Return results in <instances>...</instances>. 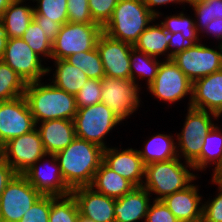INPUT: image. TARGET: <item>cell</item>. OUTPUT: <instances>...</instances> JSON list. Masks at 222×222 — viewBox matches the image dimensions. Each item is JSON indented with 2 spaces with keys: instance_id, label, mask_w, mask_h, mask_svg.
<instances>
[{
  "instance_id": "6da1fadb",
  "label": "cell",
  "mask_w": 222,
  "mask_h": 222,
  "mask_svg": "<svg viewBox=\"0 0 222 222\" xmlns=\"http://www.w3.org/2000/svg\"><path fill=\"white\" fill-rule=\"evenodd\" d=\"M66 185L72 190L90 186L103 161V148L75 138L72 143L55 154Z\"/></svg>"
},
{
  "instance_id": "7a4b0ae2",
  "label": "cell",
  "mask_w": 222,
  "mask_h": 222,
  "mask_svg": "<svg viewBox=\"0 0 222 222\" xmlns=\"http://www.w3.org/2000/svg\"><path fill=\"white\" fill-rule=\"evenodd\" d=\"M24 96L36 124L54 119L74 120L77 113L75 96L51 82L27 83Z\"/></svg>"
},
{
  "instance_id": "3957f363",
  "label": "cell",
  "mask_w": 222,
  "mask_h": 222,
  "mask_svg": "<svg viewBox=\"0 0 222 222\" xmlns=\"http://www.w3.org/2000/svg\"><path fill=\"white\" fill-rule=\"evenodd\" d=\"M179 157L165 162H155L145 165V176L142 187L151 195H157L153 200H162L166 196L188 187L197 180L198 174L192 164L181 162ZM184 164V165H183ZM190 170V171H189Z\"/></svg>"
},
{
  "instance_id": "277c9868",
  "label": "cell",
  "mask_w": 222,
  "mask_h": 222,
  "mask_svg": "<svg viewBox=\"0 0 222 222\" xmlns=\"http://www.w3.org/2000/svg\"><path fill=\"white\" fill-rule=\"evenodd\" d=\"M155 19L143 0H118L111 19L103 27V32L113 39L134 46L139 35Z\"/></svg>"
},
{
  "instance_id": "5b68a950",
  "label": "cell",
  "mask_w": 222,
  "mask_h": 222,
  "mask_svg": "<svg viewBox=\"0 0 222 222\" xmlns=\"http://www.w3.org/2000/svg\"><path fill=\"white\" fill-rule=\"evenodd\" d=\"M218 119L214 113L188 107L183 128L175 135L178 157L193 164L201 155L204 138L216 125L214 120Z\"/></svg>"
},
{
  "instance_id": "8992f818",
  "label": "cell",
  "mask_w": 222,
  "mask_h": 222,
  "mask_svg": "<svg viewBox=\"0 0 222 222\" xmlns=\"http://www.w3.org/2000/svg\"><path fill=\"white\" fill-rule=\"evenodd\" d=\"M73 121L77 138L94 143L103 149L109 147L105 136L107 137L119 123H123L103 103L77 108Z\"/></svg>"
},
{
  "instance_id": "52a82bcc",
  "label": "cell",
  "mask_w": 222,
  "mask_h": 222,
  "mask_svg": "<svg viewBox=\"0 0 222 222\" xmlns=\"http://www.w3.org/2000/svg\"><path fill=\"white\" fill-rule=\"evenodd\" d=\"M103 28L97 23L67 22L52 42V60L65 59L75 53L91 51L96 47Z\"/></svg>"
},
{
  "instance_id": "ba28073f",
  "label": "cell",
  "mask_w": 222,
  "mask_h": 222,
  "mask_svg": "<svg viewBox=\"0 0 222 222\" xmlns=\"http://www.w3.org/2000/svg\"><path fill=\"white\" fill-rule=\"evenodd\" d=\"M193 82L183 73L172 59L162 60L154 81L147 87L159 101L171 103L179 102L189 97L188 107L192 101Z\"/></svg>"
},
{
  "instance_id": "9c48e42d",
  "label": "cell",
  "mask_w": 222,
  "mask_h": 222,
  "mask_svg": "<svg viewBox=\"0 0 222 222\" xmlns=\"http://www.w3.org/2000/svg\"><path fill=\"white\" fill-rule=\"evenodd\" d=\"M101 84V103L105 104L121 121L130 118L139 109L142 102L139 91L142 87L138 83L131 79L104 76Z\"/></svg>"
},
{
  "instance_id": "30bf717a",
  "label": "cell",
  "mask_w": 222,
  "mask_h": 222,
  "mask_svg": "<svg viewBox=\"0 0 222 222\" xmlns=\"http://www.w3.org/2000/svg\"><path fill=\"white\" fill-rule=\"evenodd\" d=\"M214 47L209 48L200 41L171 59L194 82L222 69V45Z\"/></svg>"
},
{
  "instance_id": "8fae6325",
  "label": "cell",
  "mask_w": 222,
  "mask_h": 222,
  "mask_svg": "<svg viewBox=\"0 0 222 222\" xmlns=\"http://www.w3.org/2000/svg\"><path fill=\"white\" fill-rule=\"evenodd\" d=\"M27 83L42 81L51 74V67H46L42 59L29 47L21 37L10 38L1 58Z\"/></svg>"
},
{
  "instance_id": "7c38bea8",
  "label": "cell",
  "mask_w": 222,
  "mask_h": 222,
  "mask_svg": "<svg viewBox=\"0 0 222 222\" xmlns=\"http://www.w3.org/2000/svg\"><path fill=\"white\" fill-rule=\"evenodd\" d=\"M41 196L22 174H16L0 196V222H19Z\"/></svg>"
},
{
  "instance_id": "4fadbf2b",
  "label": "cell",
  "mask_w": 222,
  "mask_h": 222,
  "mask_svg": "<svg viewBox=\"0 0 222 222\" xmlns=\"http://www.w3.org/2000/svg\"><path fill=\"white\" fill-rule=\"evenodd\" d=\"M36 128L25 96L0 102V140H9L29 133Z\"/></svg>"
},
{
  "instance_id": "5bb4252c",
  "label": "cell",
  "mask_w": 222,
  "mask_h": 222,
  "mask_svg": "<svg viewBox=\"0 0 222 222\" xmlns=\"http://www.w3.org/2000/svg\"><path fill=\"white\" fill-rule=\"evenodd\" d=\"M42 160L46 163L44 164ZM22 175L41 195L65 196L71 194L72 190L64 181L55 154H45Z\"/></svg>"
},
{
  "instance_id": "9a60e30c",
  "label": "cell",
  "mask_w": 222,
  "mask_h": 222,
  "mask_svg": "<svg viewBox=\"0 0 222 222\" xmlns=\"http://www.w3.org/2000/svg\"><path fill=\"white\" fill-rule=\"evenodd\" d=\"M45 154L47 153L36 128L5 143V161L16 174H23Z\"/></svg>"
},
{
  "instance_id": "2e32d148",
  "label": "cell",
  "mask_w": 222,
  "mask_h": 222,
  "mask_svg": "<svg viewBox=\"0 0 222 222\" xmlns=\"http://www.w3.org/2000/svg\"><path fill=\"white\" fill-rule=\"evenodd\" d=\"M105 76L118 79H131L130 53L133 45L113 39L102 32L96 42Z\"/></svg>"
},
{
  "instance_id": "e0dca14e",
  "label": "cell",
  "mask_w": 222,
  "mask_h": 222,
  "mask_svg": "<svg viewBox=\"0 0 222 222\" xmlns=\"http://www.w3.org/2000/svg\"><path fill=\"white\" fill-rule=\"evenodd\" d=\"M120 149V150H119ZM110 146L103 149V162L135 187H142L145 176V164L138 149H123Z\"/></svg>"
},
{
  "instance_id": "ac0fdd59",
  "label": "cell",
  "mask_w": 222,
  "mask_h": 222,
  "mask_svg": "<svg viewBox=\"0 0 222 222\" xmlns=\"http://www.w3.org/2000/svg\"><path fill=\"white\" fill-rule=\"evenodd\" d=\"M82 217L95 222H115V199L96 192L90 186L72 189Z\"/></svg>"
},
{
  "instance_id": "d6986e66",
  "label": "cell",
  "mask_w": 222,
  "mask_h": 222,
  "mask_svg": "<svg viewBox=\"0 0 222 222\" xmlns=\"http://www.w3.org/2000/svg\"><path fill=\"white\" fill-rule=\"evenodd\" d=\"M190 107L217 116L222 112V69L193 82Z\"/></svg>"
},
{
  "instance_id": "ffe728a7",
  "label": "cell",
  "mask_w": 222,
  "mask_h": 222,
  "mask_svg": "<svg viewBox=\"0 0 222 222\" xmlns=\"http://www.w3.org/2000/svg\"><path fill=\"white\" fill-rule=\"evenodd\" d=\"M197 184L166 196L162 201L180 222H202L203 196Z\"/></svg>"
},
{
  "instance_id": "44dd1931",
  "label": "cell",
  "mask_w": 222,
  "mask_h": 222,
  "mask_svg": "<svg viewBox=\"0 0 222 222\" xmlns=\"http://www.w3.org/2000/svg\"><path fill=\"white\" fill-rule=\"evenodd\" d=\"M36 129L47 154H56L62 151L76 138L73 120H47L37 123Z\"/></svg>"
},
{
  "instance_id": "7402d4cb",
  "label": "cell",
  "mask_w": 222,
  "mask_h": 222,
  "mask_svg": "<svg viewBox=\"0 0 222 222\" xmlns=\"http://www.w3.org/2000/svg\"><path fill=\"white\" fill-rule=\"evenodd\" d=\"M151 196L145 188L135 187L130 193L115 199V222L145 221Z\"/></svg>"
},
{
  "instance_id": "603a6c76",
  "label": "cell",
  "mask_w": 222,
  "mask_h": 222,
  "mask_svg": "<svg viewBox=\"0 0 222 222\" xmlns=\"http://www.w3.org/2000/svg\"><path fill=\"white\" fill-rule=\"evenodd\" d=\"M26 1L13 0L0 18V25L8 39L22 37L33 20V6L26 4Z\"/></svg>"
},
{
  "instance_id": "cb8c5ba5",
  "label": "cell",
  "mask_w": 222,
  "mask_h": 222,
  "mask_svg": "<svg viewBox=\"0 0 222 222\" xmlns=\"http://www.w3.org/2000/svg\"><path fill=\"white\" fill-rule=\"evenodd\" d=\"M150 24L140 35L138 41L134 44V48L144 52L147 55L163 60H168V44L172 38V32L163 28L160 23Z\"/></svg>"
},
{
  "instance_id": "d4e9b609",
  "label": "cell",
  "mask_w": 222,
  "mask_h": 222,
  "mask_svg": "<svg viewBox=\"0 0 222 222\" xmlns=\"http://www.w3.org/2000/svg\"><path fill=\"white\" fill-rule=\"evenodd\" d=\"M90 187L96 192L114 199L130 193L135 188L130 181L111 170L103 161L96 171Z\"/></svg>"
},
{
  "instance_id": "484cf974",
  "label": "cell",
  "mask_w": 222,
  "mask_h": 222,
  "mask_svg": "<svg viewBox=\"0 0 222 222\" xmlns=\"http://www.w3.org/2000/svg\"><path fill=\"white\" fill-rule=\"evenodd\" d=\"M173 134H157L144 141V147L138 150L144 164L165 162L178 157L177 142Z\"/></svg>"
},
{
  "instance_id": "4316f807",
  "label": "cell",
  "mask_w": 222,
  "mask_h": 222,
  "mask_svg": "<svg viewBox=\"0 0 222 222\" xmlns=\"http://www.w3.org/2000/svg\"><path fill=\"white\" fill-rule=\"evenodd\" d=\"M54 62L53 76L48 79L55 87L76 96L82 86L88 81L84 71L70 64L65 59L52 60ZM52 79V80H51Z\"/></svg>"
},
{
  "instance_id": "83f0119b",
  "label": "cell",
  "mask_w": 222,
  "mask_h": 222,
  "mask_svg": "<svg viewBox=\"0 0 222 222\" xmlns=\"http://www.w3.org/2000/svg\"><path fill=\"white\" fill-rule=\"evenodd\" d=\"M217 125L218 123H216L204 138L201 155L192 164L196 172L205 171V168H208L210 165H215L212 170L214 174L222 166V125Z\"/></svg>"
},
{
  "instance_id": "f1b7e54d",
  "label": "cell",
  "mask_w": 222,
  "mask_h": 222,
  "mask_svg": "<svg viewBox=\"0 0 222 222\" xmlns=\"http://www.w3.org/2000/svg\"><path fill=\"white\" fill-rule=\"evenodd\" d=\"M160 63V59L158 60V58L147 55L133 47L130 53L131 80L139 84L140 80L145 79L146 87H148L154 81Z\"/></svg>"
},
{
  "instance_id": "f546056e",
  "label": "cell",
  "mask_w": 222,
  "mask_h": 222,
  "mask_svg": "<svg viewBox=\"0 0 222 222\" xmlns=\"http://www.w3.org/2000/svg\"><path fill=\"white\" fill-rule=\"evenodd\" d=\"M65 60L84 71L88 78L101 80L105 76L104 67L96 47L91 51L70 55Z\"/></svg>"
},
{
  "instance_id": "4dcf8cb0",
  "label": "cell",
  "mask_w": 222,
  "mask_h": 222,
  "mask_svg": "<svg viewBox=\"0 0 222 222\" xmlns=\"http://www.w3.org/2000/svg\"><path fill=\"white\" fill-rule=\"evenodd\" d=\"M25 88L23 79L0 59V102L23 96Z\"/></svg>"
},
{
  "instance_id": "1f68e13d",
  "label": "cell",
  "mask_w": 222,
  "mask_h": 222,
  "mask_svg": "<svg viewBox=\"0 0 222 222\" xmlns=\"http://www.w3.org/2000/svg\"><path fill=\"white\" fill-rule=\"evenodd\" d=\"M79 215V208L72 193L51 196L49 222H77Z\"/></svg>"
},
{
  "instance_id": "d6a6232c",
  "label": "cell",
  "mask_w": 222,
  "mask_h": 222,
  "mask_svg": "<svg viewBox=\"0 0 222 222\" xmlns=\"http://www.w3.org/2000/svg\"><path fill=\"white\" fill-rule=\"evenodd\" d=\"M195 15V27L200 34L214 19L222 18V0L208 2L189 1Z\"/></svg>"
},
{
  "instance_id": "836d02e7",
  "label": "cell",
  "mask_w": 222,
  "mask_h": 222,
  "mask_svg": "<svg viewBox=\"0 0 222 222\" xmlns=\"http://www.w3.org/2000/svg\"><path fill=\"white\" fill-rule=\"evenodd\" d=\"M29 47L45 61L51 59L52 55V42L49 38L46 37L45 33L37 22L33 19L27 27V30L24 32L21 37Z\"/></svg>"
},
{
  "instance_id": "e575fe53",
  "label": "cell",
  "mask_w": 222,
  "mask_h": 222,
  "mask_svg": "<svg viewBox=\"0 0 222 222\" xmlns=\"http://www.w3.org/2000/svg\"><path fill=\"white\" fill-rule=\"evenodd\" d=\"M163 28L172 33L181 32L184 38L199 39V33L195 27V18H191L184 14V12L166 16L163 21L159 22Z\"/></svg>"
},
{
  "instance_id": "d590c367",
  "label": "cell",
  "mask_w": 222,
  "mask_h": 222,
  "mask_svg": "<svg viewBox=\"0 0 222 222\" xmlns=\"http://www.w3.org/2000/svg\"><path fill=\"white\" fill-rule=\"evenodd\" d=\"M30 1V0H29ZM33 5V16H45L61 25L68 22L67 0H31Z\"/></svg>"
},
{
  "instance_id": "8d00e7d4",
  "label": "cell",
  "mask_w": 222,
  "mask_h": 222,
  "mask_svg": "<svg viewBox=\"0 0 222 222\" xmlns=\"http://www.w3.org/2000/svg\"><path fill=\"white\" fill-rule=\"evenodd\" d=\"M101 93V80L89 78L75 96L77 108L101 103Z\"/></svg>"
},
{
  "instance_id": "74e56055",
  "label": "cell",
  "mask_w": 222,
  "mask_h": 222,
  "mask_svg": "<svg viewBox=\"0 0 222 222\" xmlns=\"http://www.w3.org/2000/svg\"><path fill=\"white\" fill-rule=\"evenodd\" d=\"M51 209V196L42 195L34 204L25 212L19 222H49Z\"/></svg>"
},
{
  "instance_id": "f35d334b",
  "label": "cell",
  "mask_w": 222,
  "mask_h": 222,
  "mask_svg": "<svg viewBox=\"0 0 222 222\" xmlns=\"http://www.w3.org/2000/svg\"><path fill=\"white\" fill-rule=\"evenodd\" d=\"M118 0H88L92 19L102 28L111 19Z\"/></svg>"
},
{
  "instance_id": "ab89813d",
  "label": "cell",
  "mask_w": 222,
  "mask_h": 222,
  "mask_svg": "<svg viewBox=\"0 0 222 222\" xmlns=\"http://www.w3.org/2000/svg\"><path fill=\"white\" fill-rule=\"evenodd\" d=\"M211 182L218 185V194L215 198H210L203 203L202 222H222V185L218 183L213 177Z\"/></svg>"
},
{
  "instance_id": "60d3db41",
  "label": "cell",
  "mask_w": 222,
  "mask_h": 222,
  "mask_svg": "<svg viewBox=\"0 0 222 222\" xmlns=\"http://www.w3.org/2000/svg\"><path fill=\"white\" fill-rule=\"evenodd\" d=\"M68 22L95 23L89 9L88 0H67Z\"/></svg>"
},
{
  "instance_id": "b9f144b4",
  "label": "cell",
  "mask_w": 222,
  "mask_h": 222,
  "mask_svg": "<svg viewBox=\"0 0 222 222\" xmlns=\"http://www.w3.org/2000/svg\"><path fill=\"white\" fill-rule=\"evenodd\" d=\"M144 222H180L162 200H153Z\"/></svg>"
},
{
  "instance_id": "7bdbcfd3",
  "label": "cell",
  "mask_w": 222,
  "mask_h": 222,
  "mask_svg": "<svg viewBox=\"0 0 222 222\" xmlns=\"http://www.w3.org/2000/svg\"><path fill=\"white\" fill-rule=\"evenodd\" d=\"M200 39H187L184 38L181 32L172 33V38L168 44V60H170L174 55L183 50L193 47L196 43H199Z\"/></svg>"
},
{
  "instance_id": "ee69618b",
  "label": "cell",
  "mask_w": 222,
  "mask_h": 222,
  "mask_svg": "<svg viewBox=\"0 0 222 222\" xmlns=\"http://www.w3.org/2000/svg\"><path fill=\"white\" fill-rule=\"evenodd\" d=\"M33 19L41 27L46 37L49 38L51 42H53L62 25L50 20V18L45 16H33Z\"/></svg>"
},
{
  "instance_id": "f6af8a7d",
  "label": "cell",
  "mask_w": 222,
  "mask_h": 222,
  "mask_svg": "<svg viewBox=\"0 0 222 222\" xmlns=\"http://www.w3.org/2000/svg\"><path fill=\"white\" fill-rule=\"evenodd\" d=\"M144 4L147 6L148 10L156 17V19L158 20V18L162 17V13L159 11V9L157 10L156 7L159 6H164L167 4H181L184 5L189 4V0H143ZM157 10V11H156Z\"/></svg>"
},
{
  "instance_id": "bcb514c9",
  "label": "cell",
  "mask_w": 222,
  "mask_h": 222,
  "mask_svg": "<svg viewBox=\"0 0 222 222\" xmlns=\"http://www.w3.org/2000/svg\"><path fill=\"white\" fill-rule=\"evenodd\" d=\"M201 33L213 36L222 45V18L211 21Z\"/></svg>"
},
{
  "instance_id": "7dc6e473",
  "label": "cell",
  "mask_w": 222,
  "mask_h": 222,
  "mask_svg": "<svg viewBox=\"0 0 222 222\" xmlns=\"http://www.w3.org/2000/svg\"><path fill=\"white\" fill-rule=\"evenodd\" d=\"M15 175V171L6 161L3 164H0V196Z\"/></svg>"
},
{
  "instance_id": "c3c4849f",
  "label": "cell",
  "mask_w": 222,
  "mask_h": 222,
  "mask_svg": "<svg viewBox=\"0 0 222 222\" xmlns=\"http://www.w3.org/2000/svg\"><path fill=\"white\" fill-rule=\"evenodd\" d=\"M8 37L3 31L2 26L0 25V59L3 57L4 51L6 49Z\"/></svg>"
},
{
  "instance_id": "681fc988",
  "label": "cell",
  "mask_w": 222,
  "mask_h": 222,
  "mask_svg": "<svg viewBox=\"0 0 222 222\" xmlns=\"http://www.w3.org/2000/svg\"><path fill=\"white\" fill-rule=\"evenodd\" d=\"M13 0H0V18L4 13V10L11 4Z\"/></svg>"
},
{
  "instance_id": "f907efd6",
  "label": "cell",
  "mask_w": 222,
  "mask_h": 222,
  "mask_svg": "<svg viewBox=\"0 0 222 222\" xmlns=\"http://www.w3.org/2000/svg\"><path fill=\"white\" fill-rule=\"evenodd\" d=\"M5 162V144L0 140V164Z\"/></svg>"
},
{
  "instance_id": "816d5d0a",
  "label": "cell",
  "mask_w": 222,
  "mask_h": 222,
  "mask_svg": "<svg viewBox=\"0 0 222 222\" xmlns=\"http://www.w3.org/2000/svg\"><path fill=\"white\" fill-rule=\"evenodd\" d=\"M212 177L222 185V166L212 175Z\"/></svg>"
},
{
  "instance_id": "f5cc1de1",
  "label": "cell",
  "mask_w": 222,
  "mask_h": 222,
  "mask_svg": "<svg viewBox=\"0 0 222 222\" xmlns=\"http://www.w3.org/2000/svg\"><path fill=\"white\" fill-rule=\"evenodd\" d=\"M77 222H95V221L88 220V219L82 217L81 215H79Z\"/></svg>"
},
{
  "instance_id": "db71d44e",
  "label": "cell",
  "mask_w": 222,
  "mask_h": 222,
  "mask_svg": "<svg viewBox=\"0 0 222 222\" xmlns=\"http://www.w3.org/2000/svg\"><path fill=\"white\" fill-rule=\"evenodd\" d=\"M189 1L208 2V1H211V0H189Z\"/></svg>"
}]
</instances>
